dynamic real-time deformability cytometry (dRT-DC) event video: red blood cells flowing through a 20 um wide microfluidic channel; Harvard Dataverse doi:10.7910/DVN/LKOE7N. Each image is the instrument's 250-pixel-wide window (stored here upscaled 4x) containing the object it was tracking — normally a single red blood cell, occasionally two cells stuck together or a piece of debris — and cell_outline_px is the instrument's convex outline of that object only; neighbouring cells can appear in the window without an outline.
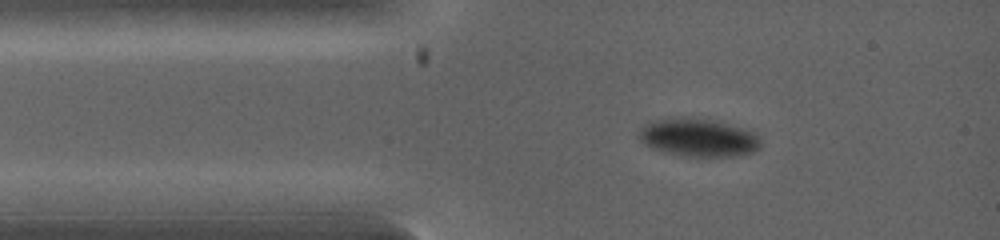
{"species": "common noctule bat (a hibernating species)", "species_latin": "Nyctalus noctula", "temperature_condition": "warm", "stored_images_in_passage": 2, "camera_frame_rate_fps": 5000, "um_per_image_px": 0.085, "animal": {"sex": "female", "body_mass_g": 19.0, "forearm_length_mm": 53.3}, "frame": {"image": 1, "passage_image": 1, "time_ms": 0.0, "image_size_px": [1000, 240], "cell_outline_px": [[760, 144], [752, 152], [736, 156], [688, 156], [664, 152], [652, 148], [644, 144], [640, 140], [640, 132], [648, 124], [656, 120], [680, 116], [692, 116], [716, 120], [752, 132], [760, 140]], "centroid_in_image_um": [59.35, 11.68], "position_along_channel_um": 25.7, "area_um2": 26.65}}
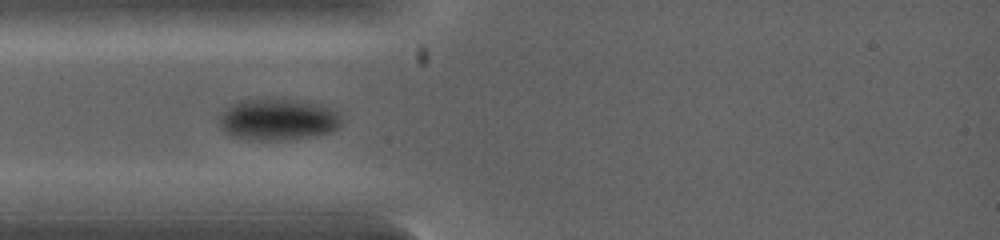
{"frame": {"image": 2, "passage_image": 2, "time_ms": 1.0, "image_size_px": [1000, 240], "cell_outline_px": [[340, 124], [332, 132], [308, 136], [280, 140], [260, 140], [232, 136], [224, 132], [220, 128], [216, 116], [228, 108], [244, 100], [296, 100], [320, 104], [336, 108], [340, 116]], "centroid_in_image_um": [23.62, 10.16], "position_along_channel_um": 61.4, "area_um2": 29.25}}